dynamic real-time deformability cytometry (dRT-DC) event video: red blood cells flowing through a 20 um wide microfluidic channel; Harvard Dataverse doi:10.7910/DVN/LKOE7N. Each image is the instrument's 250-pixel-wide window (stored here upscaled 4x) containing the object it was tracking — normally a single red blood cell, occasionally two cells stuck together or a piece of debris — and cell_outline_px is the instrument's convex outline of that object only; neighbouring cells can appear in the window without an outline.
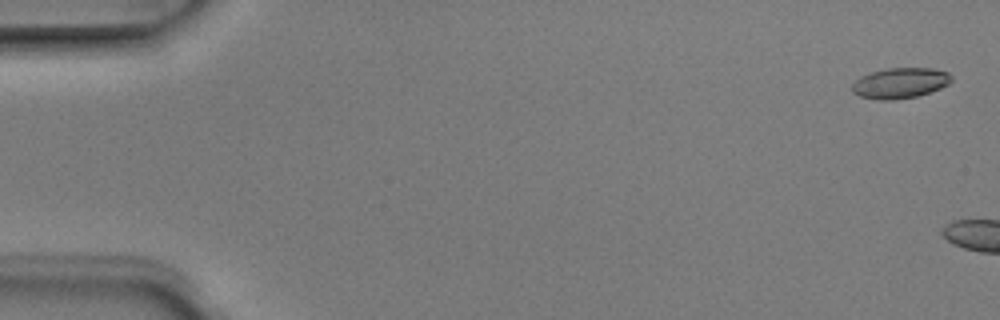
{"species": "Egyptian fruit bat (a non-hibernating species)", "species_latin": "Rousettus aegyptiacus", "temperature_condition": "room temperature", "stored_images_in_passage": 3, "camera_frame_rate_fps": 3000, "um_per_image_px": 0.085, "animal": {"sex": "male"}, "frame": {"image": 1, "passage_image": 1, "time_ms": 0.0, "image_size_px": [1000, 320], "cell_outline_px": [[952, 80], [948, 84], [940, 88], [916, 96], [892, 100], [876, 100], [860, 96], [852, 92], [852, 84], [860, 76], [872, 72], [888, 68], [932, 68], [948, 72], [952, 76]], "centroid_in_image_um": [76.5, 7.06], "position_along_channel_um": 8.5, "area_um2": 17.63}}